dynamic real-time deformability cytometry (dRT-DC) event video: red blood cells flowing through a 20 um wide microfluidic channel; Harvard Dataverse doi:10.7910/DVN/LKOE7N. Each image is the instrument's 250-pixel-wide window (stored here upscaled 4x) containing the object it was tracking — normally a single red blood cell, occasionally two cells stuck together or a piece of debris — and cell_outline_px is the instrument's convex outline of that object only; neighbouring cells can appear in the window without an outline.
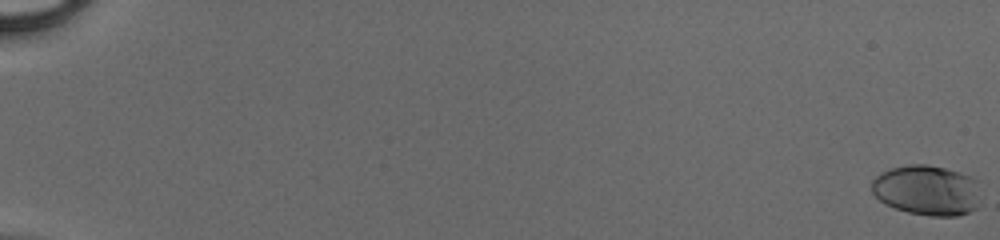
{"species": "human", "species_latin": "Homo sapiens", "temperature_condition": "cold", "stored_images_in_passage": 52, "camera_frame_rate_fps": 3000, "um_per_image_px": 0.085, "donor": {"sex": "male"}, "frame": {"image": 1, "passage_image": 1, "time_ms": 0.0, "image_size_px": [1000, 240], "cell_outline_px": [[976, 208], [968, 212], [956, 216], [928, 216], [908, 212], [884, 204], [872, 192], [872, 180], [880, 172], [892, 168], [908, 164], [928, 164], [960, 172], [972, 176], [976, 180]], "centroid_in_image_um": [78.74, 16.16], "position_along_channel_um": 6.3, "area_um2": 31.67}}
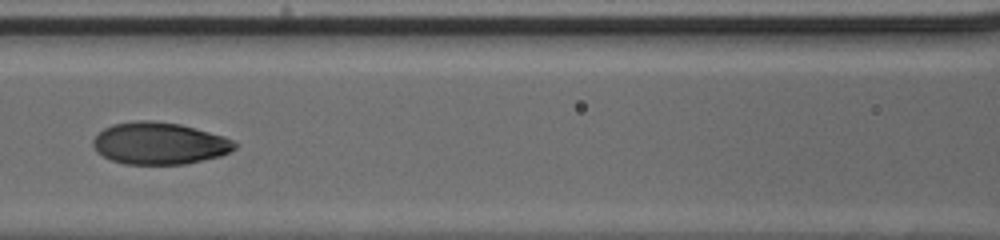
{"frame": {"image": 2, "passage_image": 27, "time_ms": 8.667, "image_size_px": [1000, 240], "cell_outline_px": [[240, 144], [236, 148], [220, 156], [184, 164], [124, 164], [112, 160], [96, 152], [92, 144], [92, 140], [104, 128], [112, 124], [136, 120], [152, 120], [180, 124], [224, 136]], "centroid_in_image_um": [13.54, 12.18], "position_along_channel_um": 153.1, "area_um2": 34.74}}
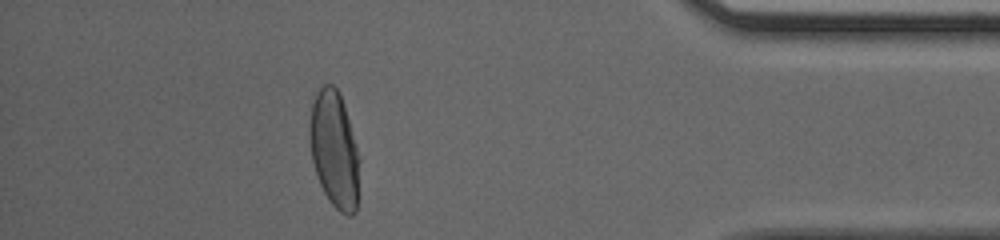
{"frame": {"image": 3, "passage_image": 47, "time_ms": 15.333, "image_size_px": [1000, 240], "cell_outline_px": [[360, 160], [356, 212], [352, 216], [348, 216], [340, 212], [332, 204], [324, 192], [320, 184], [312, 160], [308, 136], [308, 132], [312, 104], [316, 92], [324, 84], [332, 84], [340, 92], [356, 144]], "centroid_in_image_um": [28.42, 12.72], "position_along_channel_um": 406.8, "area_um2": 33.99}}